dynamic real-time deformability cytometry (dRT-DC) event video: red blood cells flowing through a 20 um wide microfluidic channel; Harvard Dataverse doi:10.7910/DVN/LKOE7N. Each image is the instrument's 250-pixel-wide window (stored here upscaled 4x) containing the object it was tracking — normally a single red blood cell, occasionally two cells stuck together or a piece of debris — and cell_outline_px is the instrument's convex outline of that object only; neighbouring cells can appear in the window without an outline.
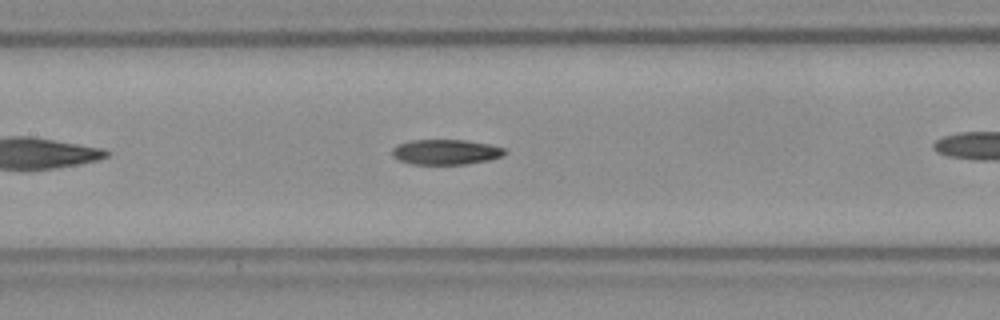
{"species": "Egyptian fruit bat (a non-hibernating species)", "species_latin": "Rousettus aegyptiacus", "temperature_condition": "room temperature", "stored_images_in_passage": 30, "camera_frame_rate_fps": 3000, "um_per_image_px": 0.085, "frame": {"image": 1, "passage_image": 13, "time_ms": 4.0, "image_size_px": [1000, 320], "cell_outline_px": [[504, 156], [488, 160], [464, 164], [412, 164], [400, 160], [392, 156], [392, 148], [400, 144], [412, 140], [464, 140], [488, 144], [504, 148]], "centroid_in_image_um": [37.88, 12.92], "position_along_channel_um": 169.5, "area_um2": 16.3}}